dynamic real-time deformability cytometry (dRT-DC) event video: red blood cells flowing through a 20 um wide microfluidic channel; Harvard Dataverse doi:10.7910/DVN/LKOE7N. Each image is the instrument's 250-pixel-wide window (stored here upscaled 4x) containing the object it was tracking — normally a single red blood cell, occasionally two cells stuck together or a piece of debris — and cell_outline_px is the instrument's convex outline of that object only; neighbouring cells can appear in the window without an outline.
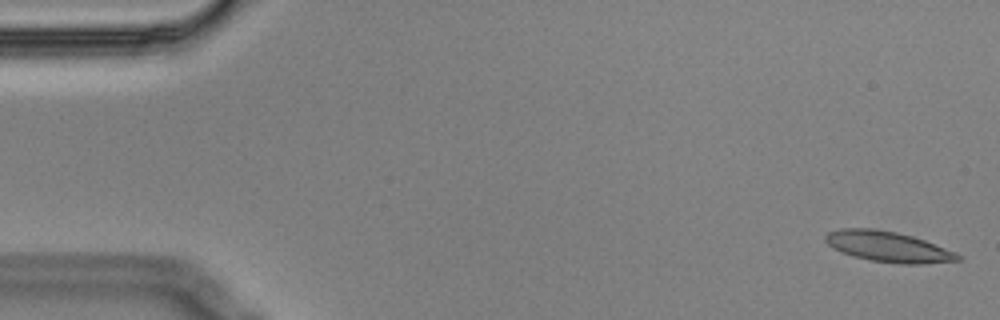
{"species": "Egyptian fruit bat (a non-hibernating species)", "species_latin": "Rousettus aegyptiacus", "temperature_condition": "cold", "stored_images_in_passage": 4, "camera_frame_rate_fps": 3000, "um_per_image_px": 0.085, "animal": {"sex": "male"}, "frame": {"image": 1, "passage_image": 1, "time_ms": 0.0, "image_size_px": [1000, 320], "cell_outline_px": [[964, 260], [924, 264], [900, 264], [868, 260], [852, 256], [828, 244], [824, 240], [824, 236], [828, 232], [840, 228], [872, 228], [896, 232], [912, 236], [924, 240], [956, 252]], "centroid_in_image_um": [75.51, 20.97], "position_along_channel_um": 9.5, "area_um2": 23.58}}
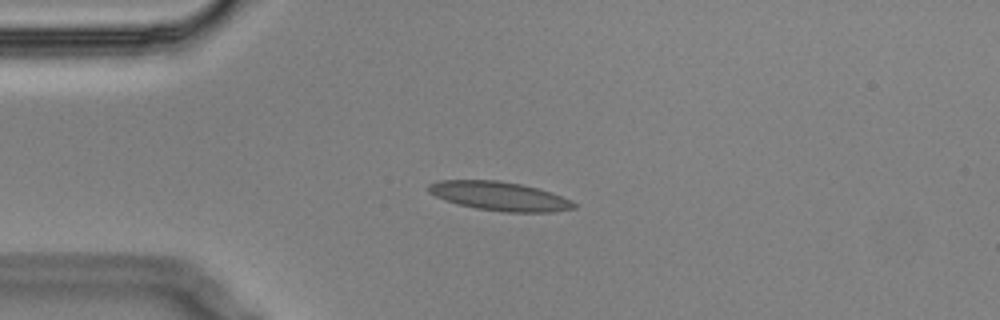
{"frame": {"image": 2, "passage_image": 4, "time_ms": 1.0, "image_size_px": [1000, 320], "cell_outline_px": [[576, 208], [556, 212], [504, 212], [476, 208], [456, 204], [444, 200], [428, 192], [428, 184], [440, 180], [496, 180], [520, 184], [536, 188], [572, 200], [576, 204]], "centroid_in_image_um": [42.44, 16.68], "position_along_channel_um": 42.6, "area_um2": 24.45}}